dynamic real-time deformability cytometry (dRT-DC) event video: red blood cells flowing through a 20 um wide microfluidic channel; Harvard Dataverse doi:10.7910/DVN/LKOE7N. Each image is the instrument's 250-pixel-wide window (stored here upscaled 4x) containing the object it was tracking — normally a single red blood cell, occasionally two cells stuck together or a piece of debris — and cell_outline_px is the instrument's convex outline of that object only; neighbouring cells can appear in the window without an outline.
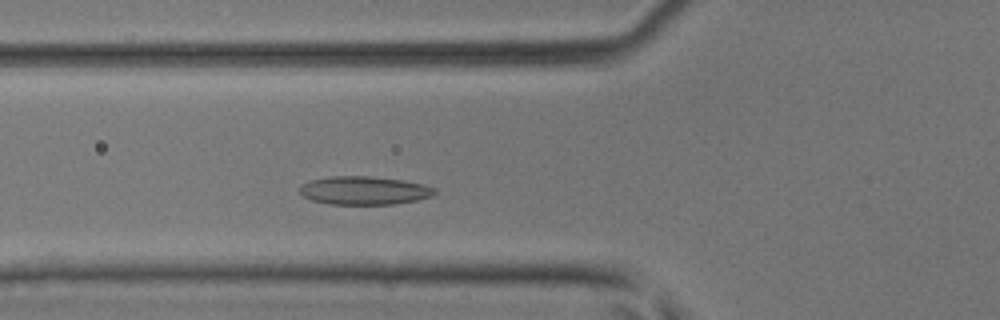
{"species": "common noctule bat (a hibernating species)", "species_latin": "Nyctalus noctula", "temperature_condition": "room temperature", "stored_images_in_passage": 40, "camera_frame_rate_fps": 3000, "um_per_image_px": 0.085, "animal": {"sex": "male", "body_mass_g": 17.9, "forearm_length_mm": 54.2}, "frame": {"image": 1, "passage_image": 10, "time_ms": 3.0, "image_size_px": [1000, 320], "cell_outline_px": [[436, 192], [432, 196], [416, 200], [392, 204], [328, 204], [312, 200], [304, 196], [300, 192], [300, 184], [308, 180], [332, 176], [368, 176], [404, 180], [424, 184], [436, 188]], "centroid_in_image_um": [30.95, 16.18], "position_along_channel_um": 94.9, "area_um2": 22.37}}
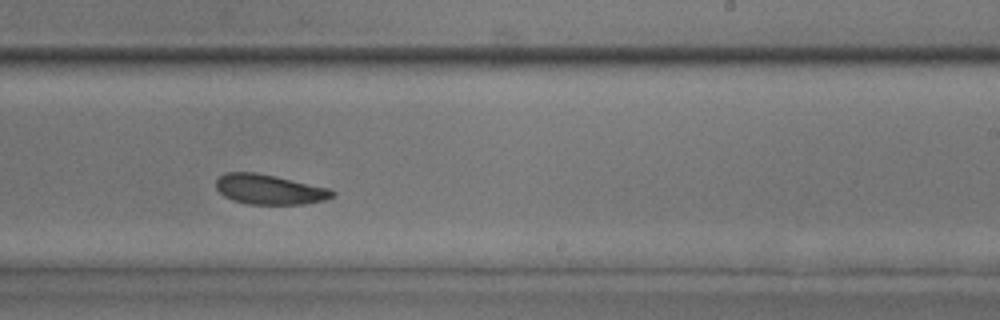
{"frame": {"image": 2, "passage_image": 22, "time_ms": 7.0, "image_size_px": [1000, 320], "cell_outline_px": [[336, 196], [324, 200], [304, 204], [244, 204], [232, 200], [224, 196], [216, 188], [216, 180], [224, 172], [256, 172], [276, 176], [332, 188], [336, 192]], "centroid_in_image_um": [22.93, 16.1], "position_along_channel_um": 266.1, "area_um2": 20.63}}
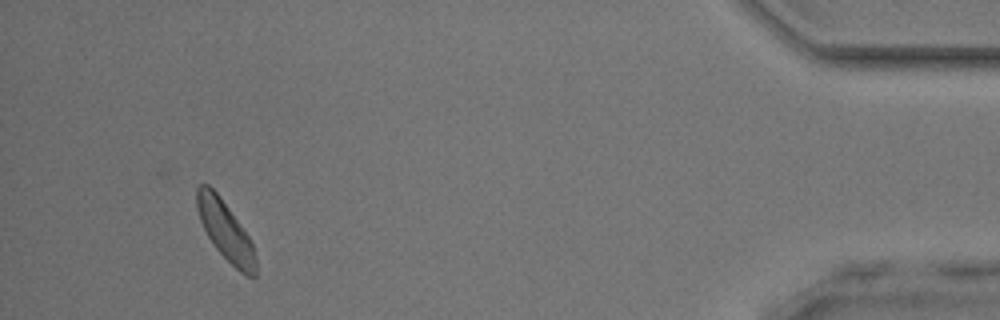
{"frame": {"image": 3, "passage_image": 37, "time_ms": 12.0, "image_size_px": [1000, 320], "cell_outline_px": [[256, 276], [244, 276], [216, 248], [208, 236], [200, 220], [196, 208], [196, 188], [200, 184], [208, 184], [216, 192], [228, 208], [248, 236], [252, 244], [256, 260]], "centroid_in_image_um": [19.14, 19.6], "position_along_channel_um": 416.1, "area_um2": 19.77}}